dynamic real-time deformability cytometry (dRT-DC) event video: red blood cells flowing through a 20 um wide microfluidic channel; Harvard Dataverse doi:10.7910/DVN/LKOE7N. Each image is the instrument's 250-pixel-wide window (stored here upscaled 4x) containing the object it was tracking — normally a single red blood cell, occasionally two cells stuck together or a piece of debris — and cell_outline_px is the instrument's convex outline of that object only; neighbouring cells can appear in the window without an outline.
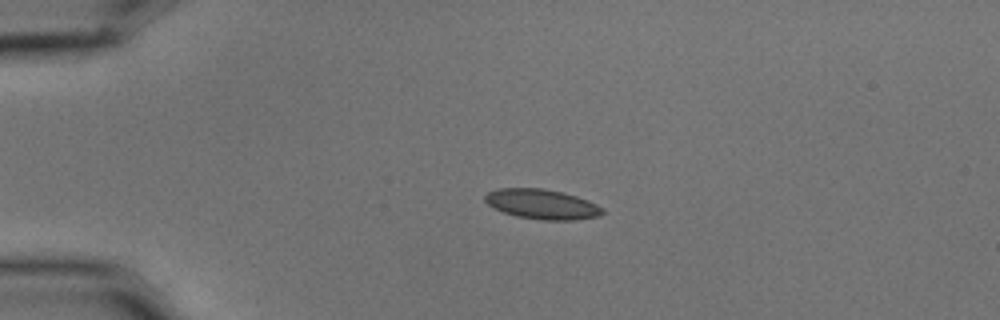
{"species": "common noctule bat (a hibernating species)", "species_latin": "Nyctalus noctula", "temperature_condition": "cold", "stored_images_in_passage": 3, "camera_frame_rate_fps": 3000, "um_per_image_px": 0.085, "animal": {"sex": "male", "body_mass_g": 15.6}, "frame": {"image": 1, "passage_image": 2, "time_ms": 0.333, "image_size_px": [1000, 320], "cell_outline_px": [[604, 212], [600, 216], [576, 220], [544, 220], [516, 216], [504, 212], [488, 204], [484, 200], [484, 196], [488, 192], [500, 188], [544, 188], [576, 196], [588, 200], [604, 208]], "centroid_in_image_um": [46.1, 17.36], "position_along_channel_um": 38.9, "area_um2": 20.4}}